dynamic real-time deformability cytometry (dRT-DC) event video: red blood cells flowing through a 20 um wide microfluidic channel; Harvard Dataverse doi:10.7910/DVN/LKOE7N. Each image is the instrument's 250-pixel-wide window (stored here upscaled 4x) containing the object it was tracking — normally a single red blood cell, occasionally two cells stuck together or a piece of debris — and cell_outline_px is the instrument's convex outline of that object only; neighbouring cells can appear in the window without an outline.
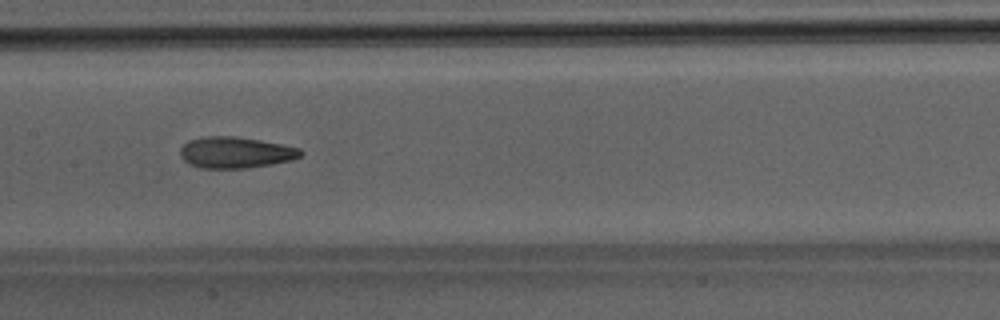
{"species": "Egyptian fruit bat (a non-hibernating species)", "species_latin": "Rousettus aegyptiacus", "temperature_condition": "room temperature", "stored_images_in_passage": 36, "camera_frame_rate_fps": 3000, "um_per_image_px": 0.085, "animal": {"sex": "male"}, "frame": {"image": 1, "passage_image": 12, "time_ms": 3.667, "image_size_px": [1000, 320], "cell_outline_px": [[304, 152], [300, 156], [292, 160], [272, 164], [248, 168], [200, 168], [184, 160], [180, 156], [180, 148], [188, 140], [208, 136], [236, 136], [260, 140], [300, 148]], "centroid_in_image_um": [20.03, 12.96], "position_along_channel_um": 187.4, "area_um2": 21.91}}
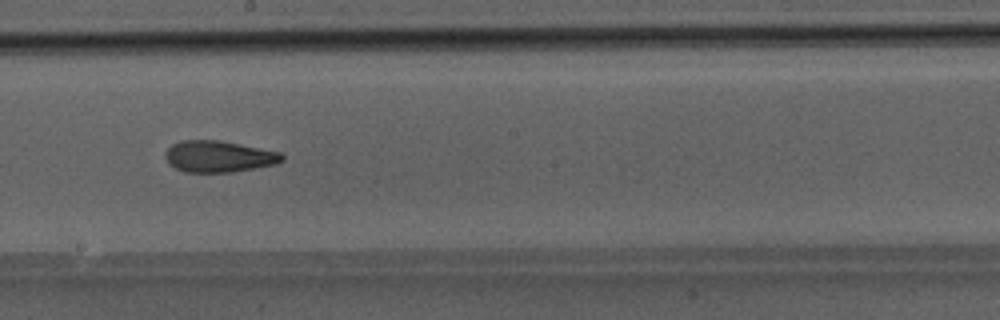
{"frame": {"image": 2, "passage_image": 15, "time_ms": 4.667, "image_size_px": [1000, 320], "cell_outline_px": [[284, 160], [276, 164], [232, 172], [184, 172], [168, 164], [164, 156], [164, 152], [172, 144], [180, 140], [220, 140], [280, 152], [284, 156]], "centroid_in_image_um": [18.56, 13.3], "position_along_channel_um": 229.6, "area_um2": 21.5}}
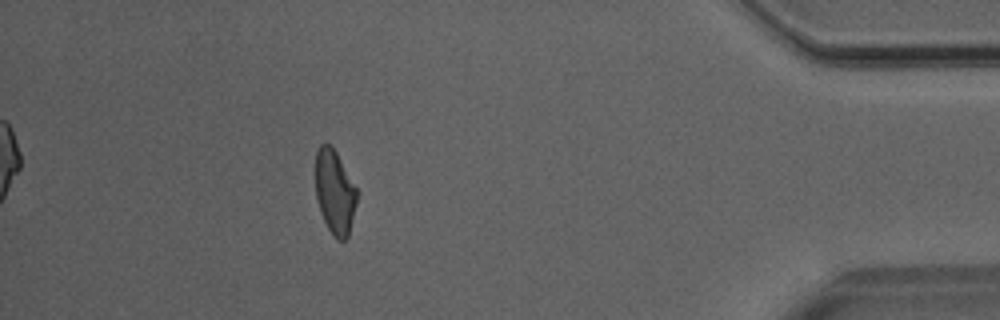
{"frame": {"image": 3, "passage_image": 31, "time_ms": 10.0, "image_size_px": [1000, 320], "cell_outline_px": [[356, 204], [348, 236], [344, 240], [336, 240], [332, 236], [320, 212], [316, 196], [316, 152], [320, 144], [328, 144], [336, 152], [356, 188]], "centroid_in_image_um": [28.44, 16.36], "position_along_channel_um": 406.8, "area_um2": 19.94}}